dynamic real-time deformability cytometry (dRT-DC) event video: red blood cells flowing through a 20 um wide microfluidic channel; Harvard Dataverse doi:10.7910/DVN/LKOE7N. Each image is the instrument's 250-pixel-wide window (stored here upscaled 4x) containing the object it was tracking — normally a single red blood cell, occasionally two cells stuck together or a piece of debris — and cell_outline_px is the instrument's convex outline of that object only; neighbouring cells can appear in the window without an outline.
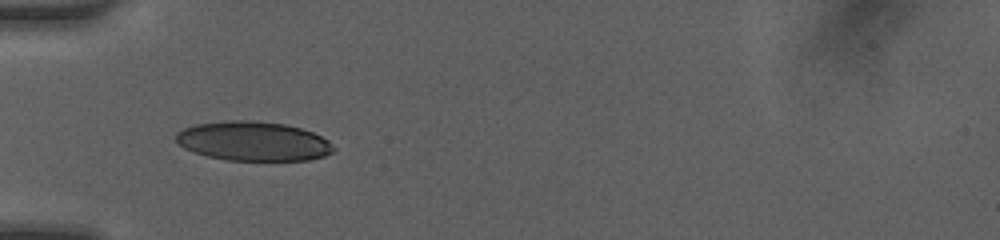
{"species": "human", "species_latin": "Homo sapiens", "temperature_condition": "room temperature", "stored_images_in_passage": 8, "camera_frame_rate_fps": 3000, "um_per_image_px": 0.085, "donor": {"sex": "female"}, "frame": {"image": 1, "passage_image": 1, "time_ms": 0.0, "image_size_px": [1000, 240], "cell_outline_px": [[336, 148], [332, 152], [324, 156], [308, 160], [228, 160], [208, 156], [192, 152], [184, 148], [176, 140], [176, 132], [184, 128], [196, 124], [232, 120], [252, 120], [284, 124], [300, 128], [312, 132], [328, 140]], "centroid_in_image_um": [21.52, 12.0], "position_along_channel_um": 63.5, "area_um2": 36.01}}
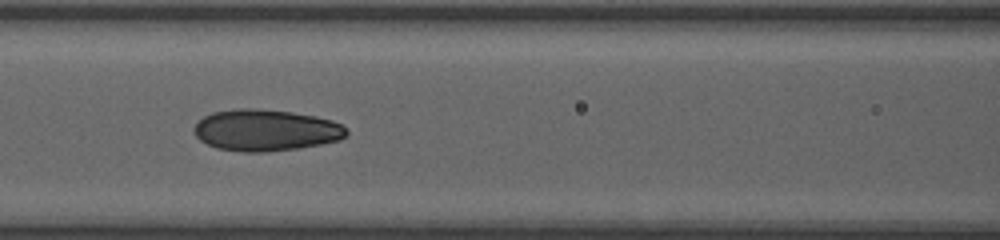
{"frame": {"image": 2, "passage_image": 5, "time_ms": 1.333, "image_size_px": [1000, 240], "cell_outline_px": [[348, 136], [340, 140], [320, 144], [296, 148], [264, 152], [244, 152], [216, 148], [200, 140], [196, 136], [192, 128], [204, 116], [212, 112], [236, 108], [252, 108], [292, 112], [316, 116], [332, 120], [348, 128]], "centroid_in_image_um": [22.6, 11.06], "position_along_channel_um": 144.0, "area_um2": 36.99}}
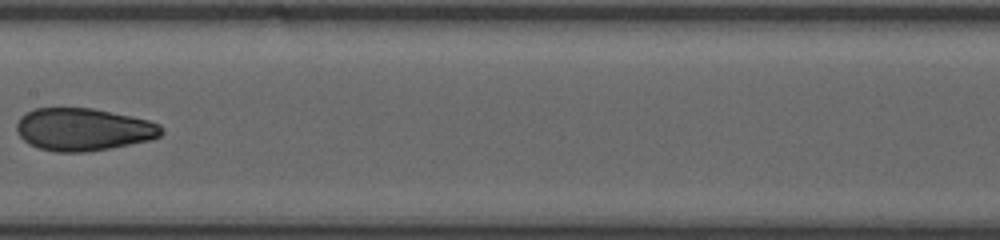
{"frame": {"image": 3, "passage_image": 7, "time_ms": 2.0, "image_size_px": [1000, 240], "cell_outline_px": [[164, 132], [160, 136], [152, 140], [108, 148], [84, 152], [56, 152], [40, 148], [28, 144], [16, 132], [16, 124], [20, 116], [36, 108], [92, 108], [132, 116], [148, 120], [160, 124], [164, 128]], "centroid_in_image_um": [7.1, 11.0], "position_along_channel_um": 200.3, "area_um2": 36.01}}